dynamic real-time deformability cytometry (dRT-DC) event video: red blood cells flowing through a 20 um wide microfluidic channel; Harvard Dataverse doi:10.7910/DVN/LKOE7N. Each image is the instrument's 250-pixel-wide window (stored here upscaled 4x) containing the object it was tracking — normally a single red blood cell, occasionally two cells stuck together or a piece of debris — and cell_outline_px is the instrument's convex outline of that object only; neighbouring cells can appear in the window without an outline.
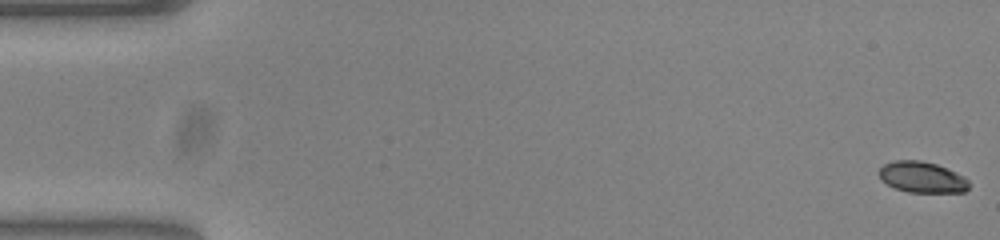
{"species": "common noctule bat (a hibernating species)", "species_latin": "Nyctalus noctula", "temperature_condition": "warm", "stored_images_in_passage": 55, "camera_frame_rate_fps": 3000, "um_per_image_px": 0.085, "animal": {"sex": "female", "body_mass_g": 23.0, "forearm_length_mm": 53.4}, "frame": {"image": 1, "passage_image": 1, "time_ms": 0.0, "image_size_px": [1000, 240], "cell_outline_px": [[968, 188], [964, 192], [908, 192], [896, 188], [880, 180], [880, 168], [884, 164], [896, 160], [920, 160], [936, 164], [956, 172], [964, 176], [968, 180]], "centroid_in_image_um": [78.38, 15.06], "position_along_channel_um": 6.6, "area_um2": 16.13}}
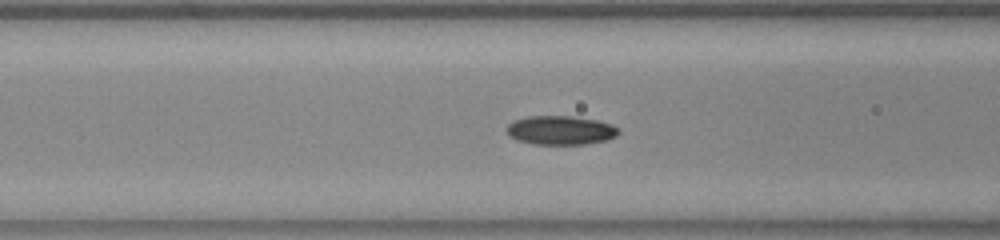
{"frame": {"image": 2, "passage_image": 22, "time_ms": 7.0, "image_size_px": [1000, 240], "cell_outline_px": [[620, 132], [616, 136], [604, 140], [584, 144], [536, 144], [516, 140], [508, 136], [508, 124], [516, 120], [528, 116], [572, 116], [596, 120], [612, 124]], "centroid_in_image_um": [47.64, 11.07], "position_along_channel_um": 119.0, "area_um2": 18.67}}
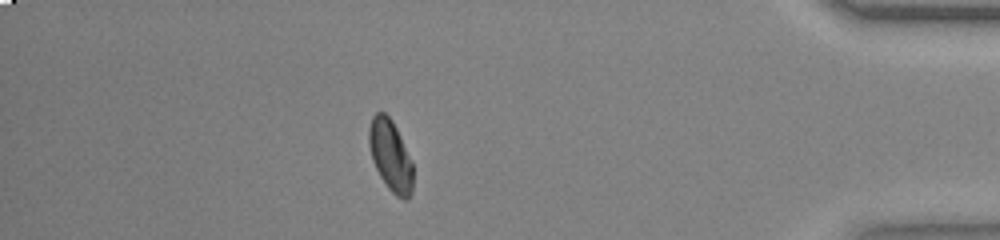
{"frame": {"image": 3, "passage_image": 48, "time_ms": 15.667, "image_size_px": [1000, 240], "cell_outline_px": [[412, 192], [408, 200], [404, 200], [396, 196], [388, 188], [380, 176], [372, 160], [368, 144], [368, 128], [372, 116], [376, 112], [384, 112], [392, 120], [400, 136], [412, 164]], "centroid_in_image_um": [33.16, 13.23], "position_along_channel_um": 402.0, "area_um2": 18.21}, "authors_computed_cell_mechanics": {"area_um2": 17.9758, "velocity_mm_per_s": 3.7808, "shape_relaxation_time_tau1_ms": 6.7803, "shape_relaxation_time_tau2_ms": 11.0975, "deformation_change_tau1": 0.1523, "deformation_change_tau2": 0.1161}}